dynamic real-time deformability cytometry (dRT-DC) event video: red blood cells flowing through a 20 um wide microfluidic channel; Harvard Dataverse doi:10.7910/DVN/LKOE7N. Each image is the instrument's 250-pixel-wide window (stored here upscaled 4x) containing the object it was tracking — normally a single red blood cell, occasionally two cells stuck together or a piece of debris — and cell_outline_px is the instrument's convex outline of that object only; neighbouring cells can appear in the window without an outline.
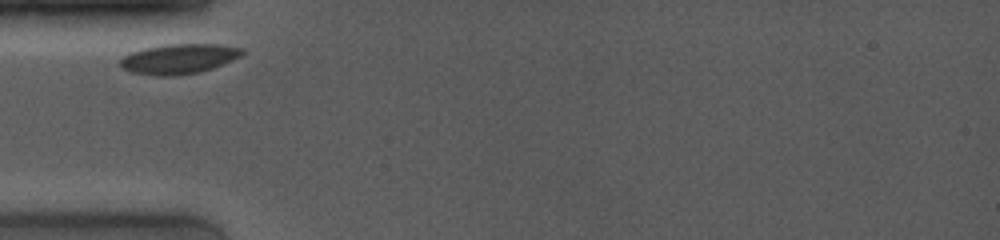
{"species": "common noctule bat (a hibernating species)", "species_latin": "Nyctalus noctula", "temperature_condition": "room temperature", "stored_images_in_passage": 2, "camera_frame_rate_fps": 4000, "um_per_image_px": 0.085, "animal": {"sex": "female", "body_mass_g": 19.0, "forearm_length_mm": 53.3}, "frame": {"image": 1, "passage_image": 1, "time_ms": 0.0, "image_size_px": [1000, 240], "cell_outline_px": [[244, 52], [240, 56], [232, 60], [212, 68], [200, 72], [172, 76], [156, 76], [132, 72], [120, 68], [120, 60], [124, 56], [132, 52], [144, 48], [164, 44], [220, 44], [244, 48]], "centroid_in_image_um": [15.2, 5.0], "position_along_channel_um": 69.8, "area_um2": 21.33}}